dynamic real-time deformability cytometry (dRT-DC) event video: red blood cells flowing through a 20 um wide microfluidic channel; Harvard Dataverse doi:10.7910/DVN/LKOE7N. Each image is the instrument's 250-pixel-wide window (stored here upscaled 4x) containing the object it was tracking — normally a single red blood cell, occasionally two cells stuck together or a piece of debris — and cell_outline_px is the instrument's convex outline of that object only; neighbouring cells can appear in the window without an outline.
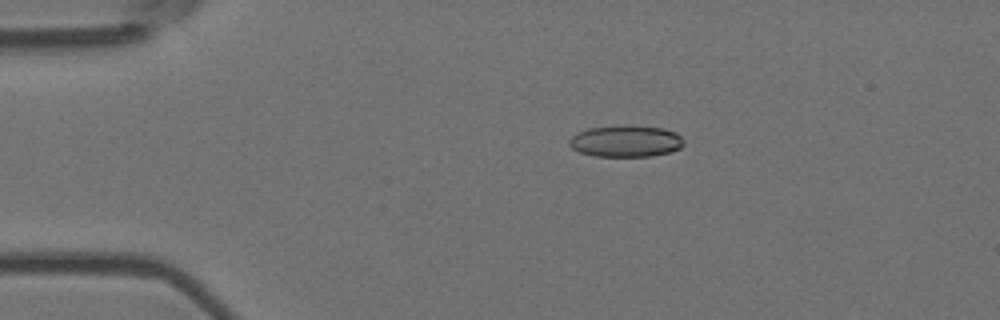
{"species": "Egyptian fruit bat (a non-hibernating species)", "species_latin": "Rousettus aegyptiacus", "temperature_condition": "room temperature", "stored_images_in_passage": 5, "camera_frame_rate_fps": 3000, "um_per_image_px": 0.085, "animal": {"sex": "female"}, "frame": {"image": 1, "passage_image": 3, "time_ms": 0.667, "image_size_px": [1000, 320], "cell_outline_px": [[684, 144], [680, 148], [672, 152], [652, 156], [592, 156], [580, 152], [572, 148], [568, 144], [568, 140], [576, 132], [588, 128], [624, 124], [664, 128], [676, 132], [684, 140]], "centroid_in_image_um": [53.19, 11.98], "position_along_channel_um": 31.8, "area_um2": 21.56}}
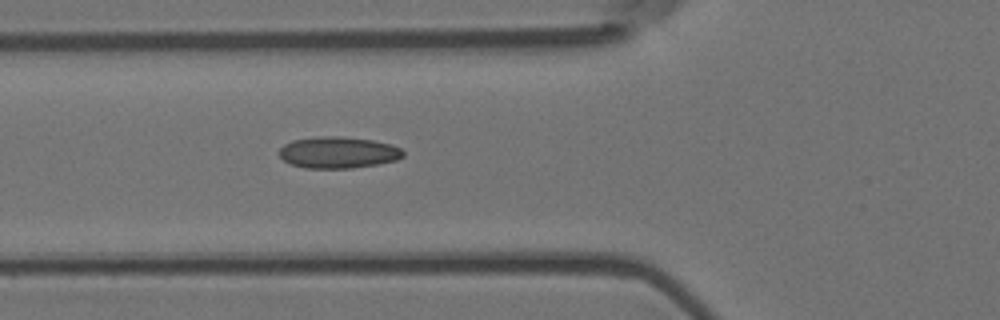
{"frame": {"image": 2, "passage_image": 5, "time_ms": 1.333, "image_size_px": [1000, 320], "cell_outline_px": [[404, 156], [396, 160], [380, 164], [352, 168], [304, 168], [292, 164], [284, 160], [280, 156], [280, 148], [284, 144], [292, 140], [320, 136], [340, 136], [372, 140], [392, 144], [400, 148], [404, 152]], "centroid_in_image_um": [28.77, 12.96], "position_along_channel_um": 97.0, "area_um2": 22.83}}